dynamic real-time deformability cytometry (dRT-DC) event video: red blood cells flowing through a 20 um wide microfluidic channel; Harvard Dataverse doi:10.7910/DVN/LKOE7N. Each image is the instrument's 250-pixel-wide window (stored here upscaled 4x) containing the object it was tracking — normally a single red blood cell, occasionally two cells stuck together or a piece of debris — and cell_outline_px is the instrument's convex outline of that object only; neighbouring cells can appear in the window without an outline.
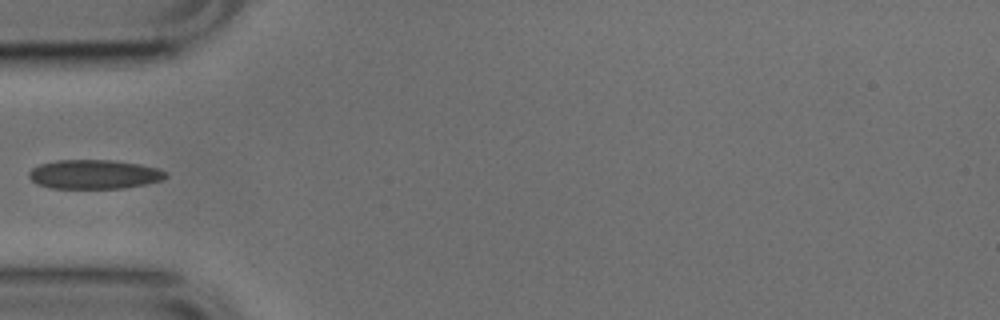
{"species": "common noctule bat (a hibernating species)", "species_latin": "Nyctalus noctula", "temperature_condition": "cold", "stored_images_in_passage": 36, "camera_frame_rate_fps": 3000, "um_per_image_px": 0.085, "animal": {"sex": "male", "body_mass_g": 17.9, "forearm_length_mm": 54.2}, "frame": {"image": 1, "passage_image": 1, "time_ms": 0.0, "image_size_px": [1000, 320], "cell_outline_px": [[168, 176], [160, 180], [144, 184], [124, 188], [48, 188], [36, 184], [28, 176], [28, 172], [32, 168], [40, 164], [56, 160], [116, 160], [140, 164], [156, 168], [168, 172]], "centroid_in_image_um": [7.98, 14.81], "position_along_channel_um": 77.0, "area_um2": 23.35}}